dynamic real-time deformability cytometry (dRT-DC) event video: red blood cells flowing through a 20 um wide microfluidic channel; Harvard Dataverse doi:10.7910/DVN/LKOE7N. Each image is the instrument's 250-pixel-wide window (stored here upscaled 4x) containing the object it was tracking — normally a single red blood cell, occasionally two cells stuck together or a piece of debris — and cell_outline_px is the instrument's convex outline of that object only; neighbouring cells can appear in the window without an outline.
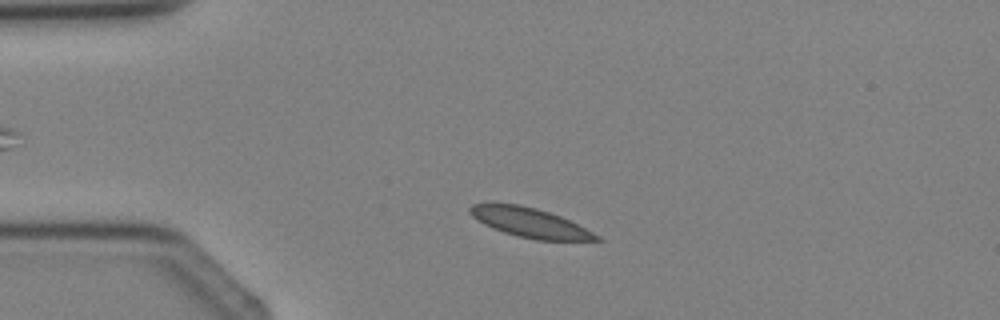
{"species": "Egyptian fruit bat (a non-hibernating species)", "species_latin": "Rousettus aegyptiacus", "temperature_condition": "cold", "stored_images_in_passage": 2, "camera_frame_rate_fps": 3000, "um_per_image_px": 0.085, "animal": {"sex": "female"}, "frame": {"image": 1, "passage_image": 1, "time_ms": 0.0, "image_size_px": [1000, 320], "cell_outline_px": [[604, 240], [536, 240], [516, 236], [492, 228], [476, 220], [468, 212], [468, 208], [472, 204], [520, 204], [536, 208], [560, 216], [600, 236]], "centroid_in_image_um": [45.0, 18.93], "position_along_channel_um": 40.0, "area_um2": 21.44}}
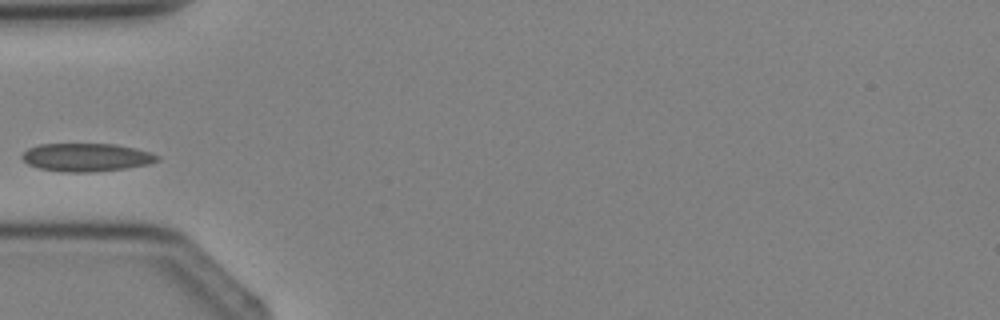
{"frame": {"image": 2, "passage_image": 2, "time_ms": 1.333, "image_size_px": [1000, 320], "cell_outline_px": [[160, 160], [148, 164], [124, 168], [92, 172], [64, 172], [40, 168], [28, 164], [20, 156], [28, 148], [40, 144], [116, 144], [148, 152], [160, 156]], "centroid_in_image_um": [7.32, 13.37], "position_along_channel_um": 77.7, "area_um2": 21.96}}